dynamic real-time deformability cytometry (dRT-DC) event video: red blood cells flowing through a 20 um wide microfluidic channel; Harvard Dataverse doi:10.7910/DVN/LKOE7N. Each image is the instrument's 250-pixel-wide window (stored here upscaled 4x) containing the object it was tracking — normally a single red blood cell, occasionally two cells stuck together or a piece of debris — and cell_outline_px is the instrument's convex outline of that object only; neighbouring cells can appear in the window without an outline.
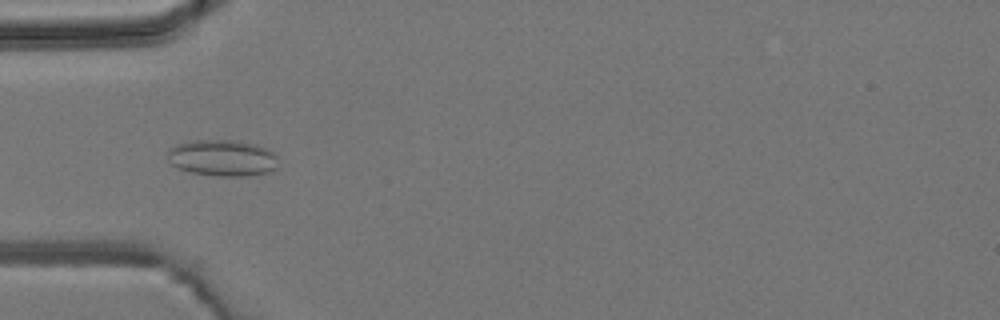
{"species": "common noctule bat (a hibernating species)", "species_latin": "Nyctalus noctula", "temperature_condition": "room temperature", "stored_images_in_passage": 4, "camera_frame_rate_fps": 3000, "um_per_image_px": 0.085, "animal": {"sex": "male", "body_mass_g": 19.2, "forearm_length_mm": 51.8}, "frame": {"image": 1, "passage_image": 4, "time_ms": 4.0, "image_size_px": [1000, 320], "cell_outline_px": [[276, 168], [272, 172], [244, 176], [220, 176], [192, 172], [180, 168], [172, 164], [168, 156], [168, 148], [176, 144], [196, 140], [232, 140], [256, 144], [272, 152], [276, 156]], "centroid_in_image_um": [18.91, 13.42], "position_along_channel_um": 66.1, "area_um2": 23.24}}